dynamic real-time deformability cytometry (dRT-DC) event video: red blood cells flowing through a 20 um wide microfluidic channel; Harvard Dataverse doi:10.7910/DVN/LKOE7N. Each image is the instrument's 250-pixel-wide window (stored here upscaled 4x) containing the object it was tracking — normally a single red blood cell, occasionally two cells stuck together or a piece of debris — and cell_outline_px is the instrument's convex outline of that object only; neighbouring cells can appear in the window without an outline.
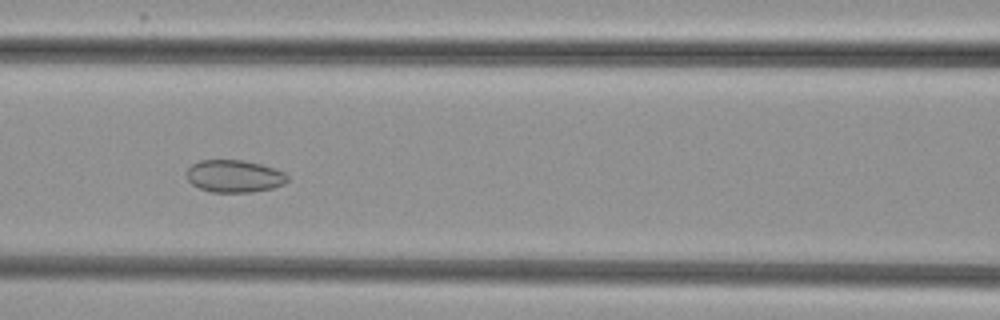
{"species": "common noctule bat (a hibernating species)", "species_latin": "Nyctalus noctula", "temperature_condition": "cold", "stored_images_in_passage": 8, "camera_frame_rate_fps": 3000, "um_per_image_px": 0.085, "animal": {"sex": "female", "body_mass_g": 29.2, "forearm_length_mm": 56.3}, "frame": {"image": 1, "passage_image": 7, "time_ms": 6.667, "image_size_px": [1000, 320], "cell_outline_px": [[288, 180], [284, 184], [272, 188], [252, 192], [212, 192], [200, 188], [192, 184], [188, 180], [188, 168], [192, 164], [200, 160], [244, 160], [276, 168], [284, 172], [288, 176]], "centroid_in_image_um": [19.94, 14.97], "position_along_channel_um": 146.7, "area_um2": 19.02}}
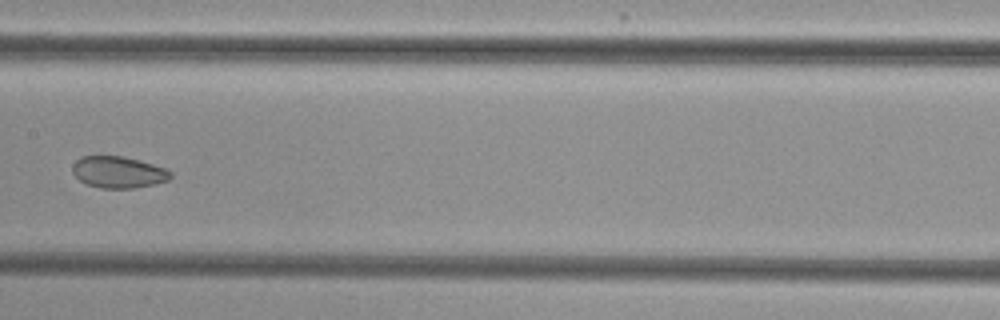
{"frame": {"image": 2, "passage_image": 8, "time_ms": 8.0, "image_size_px": [1000, 320], "cell_outline_px": [[172, 176], [168, 180], [156, 184], [132, 188], [100, 188], [88, 184], [80, 180], [72, 172], [72, 164], [80, 156], [124, 156], [140, 160], [164, 168], [172, 172]], "centroid_in_image_um": [10.05, 14.63], "position_along_channel_um": 197.3, "area_um2": 18.09}}